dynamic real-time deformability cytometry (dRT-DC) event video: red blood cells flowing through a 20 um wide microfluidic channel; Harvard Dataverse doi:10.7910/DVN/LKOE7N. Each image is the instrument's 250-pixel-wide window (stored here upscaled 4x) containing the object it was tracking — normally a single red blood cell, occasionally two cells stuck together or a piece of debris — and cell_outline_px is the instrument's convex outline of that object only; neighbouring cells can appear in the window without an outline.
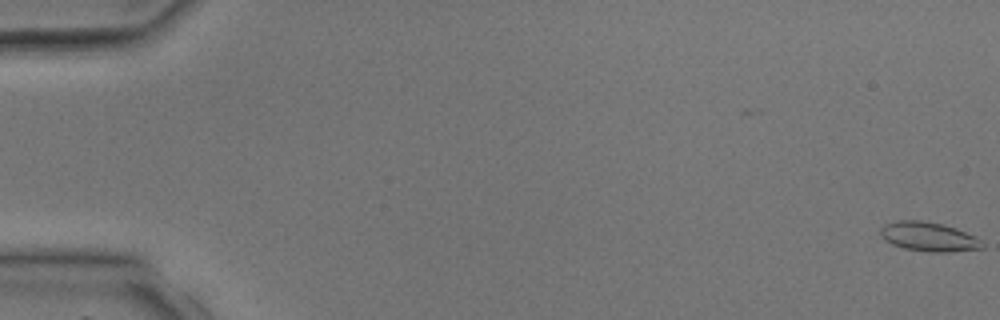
{"species": "common noctule bat (a hibernating species)", "species_latin": "Nyctalus noctula", "temperature_condition": "room temperature", "stored_images_in_passage": 4, "camera_frame_rate_fps": 3000, "um_per_image_px": 0.085, "animal": {"sex": "male", "body_mass_g": 17.9, "forearm_length_mm": 54.2}, "frame": {"image": 1, "passage_image": 1, "time_ms": 0.0, "image_size_px": [1000, 320], "cell_outline_px": [[984, 248], [948, 252], [924, 252], [904, 248], [892, 244], [884, 240], [880, 236], [880, 228], [884, 224], [896, 220], [920, 220], [944, 224], [956, 228], [976, 236], [984, 244]], "centroid_in_image_um": [78.92, 20.12], "position_along_channel_um": 6.1, "area_um2": 17.63}}
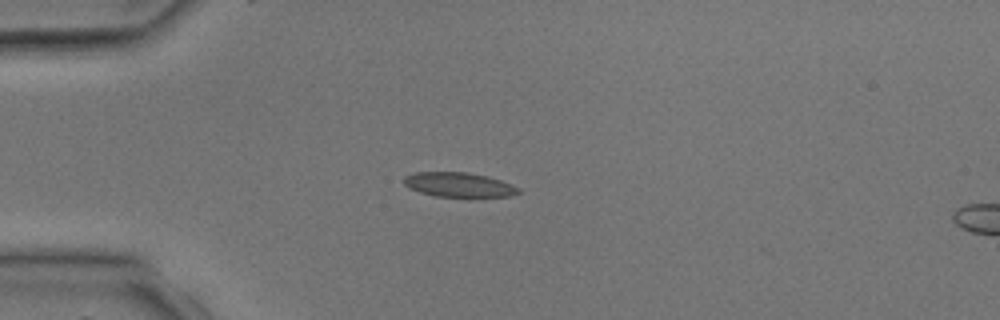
{"frame": {"image": 2, "passage_image": 3, "time_ms": 3.667, "image_size_px": [1000, 320], "cell_outline_px": [[520, 192], [512, 196], [436, 196], [420, 192], [408, 188], [404, 184], [404, 176], [416, 172], [468, 172], [488, 176], [500, 180], [520, 188]], "centroid_in_image_um": [38.98, 15.69], "position_along_channel_um": 46.0, "area_um2": 16.24}}